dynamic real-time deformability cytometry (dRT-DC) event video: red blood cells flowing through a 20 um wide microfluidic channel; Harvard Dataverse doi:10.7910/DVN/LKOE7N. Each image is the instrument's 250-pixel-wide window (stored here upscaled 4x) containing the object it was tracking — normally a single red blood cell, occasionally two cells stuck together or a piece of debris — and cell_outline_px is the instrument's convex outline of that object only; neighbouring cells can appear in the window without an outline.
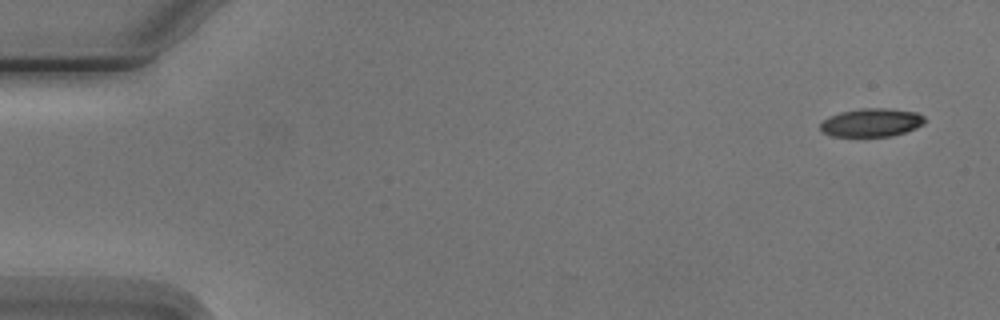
{"species": "Egyptian fruit bat (a non-hibernating species)", "species_latin": "Rousettus aegyptiacus", "temperature_condition": "cold", "stored_images_in_passage": 6, "camera_frame_rate_fps": 3000, "um_per_image_px": 0.085, "animal": {"sex": "male"}, "frame": {"image": 1, "passage_image": 1, "time_ms": 0.0, "image_size_px": [1000, 320], "cell_outline_px": [[924, 124], [916, 128], [892, 136], [832, 136], [824, 132], [820, 128], [820, 124], [828, 116], [840, 112], [860, 108], [888, 108], [916, 112], [924, 116]], "centroid_in_image_um": [74.08, 10.41], "position_along_channel_um": 10.9, "area_um2": 17.22}}
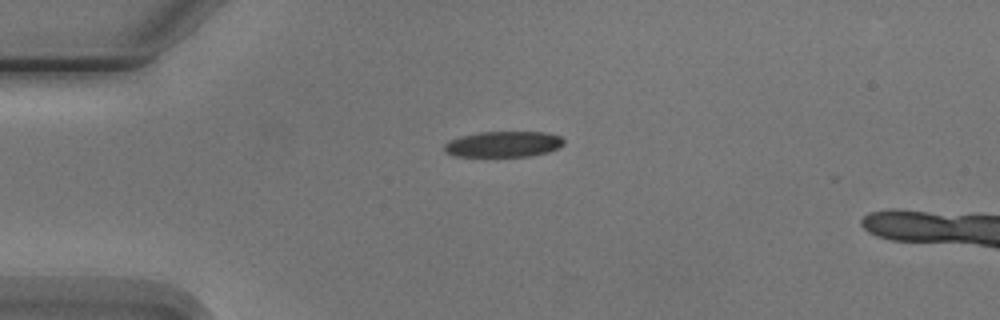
{"frame": {"image": 2, "passage_image": 4, "time_ms": 3.667, "image_size_px": [1000, 320], "cell_outline_px": [[564, 144], [548, 152], [528, 156], [456, 156], [448, 152], [444, 148], [444, 144], [448, 140], [460, 136], [480, 132], [544, 132], [560, 136], [564, 140]], "centroid_in_image_um": [42.78, 12.24], "position_along_channel_um": 42.2, "area_um2": 17.8}}